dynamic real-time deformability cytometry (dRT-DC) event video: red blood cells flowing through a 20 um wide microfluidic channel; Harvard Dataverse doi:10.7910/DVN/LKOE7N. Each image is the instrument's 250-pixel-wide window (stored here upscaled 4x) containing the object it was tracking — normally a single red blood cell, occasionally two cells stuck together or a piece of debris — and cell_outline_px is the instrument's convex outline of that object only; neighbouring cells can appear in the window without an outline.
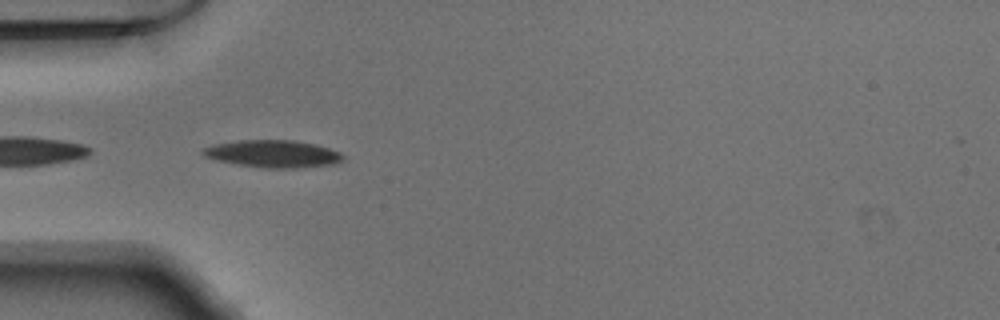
{"species": "Egyptian fruit bat (a non-hibernating species)", "species_latin": "Rousettus aegyptiacus", "temperature_condition": "warm", "stored_images_in_passage": 5, "camera_frame_rate_fps": 3000, "um_per_image_px": 0.085, "animal": {"sex": "male"}, "frame": {"image": 1, "passage_image": 1, "time_ms": 0.0, "image_size_px": [1000, 320], "cell_outline_px": [[344, 160], [332, 164], [296, 168], [268, 168], [236, 164], [216, 160], [204, 156], [200, 152], [204, 148], [216, 144], [240, 140], [292, 140], [316, 144], [340, 152], [344, 156]], "centroid_in_image_um": [23.21, 13.07], "position_along_channel_um": 61.8, "area_um2": 22.2}}